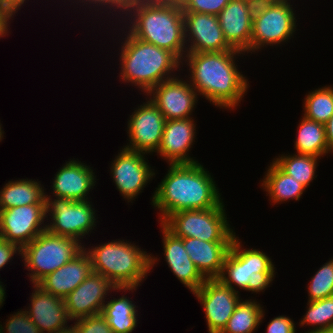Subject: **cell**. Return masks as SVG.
<instances>
[{"instance_id": "31", "label": "cell", "mask_w": 333, "mask_h": 333, "mask_svg": "<svg viewBox=\"0 0 333 333\" xmlns=\"http://www.w3.org/2000/svg\"><path fill=\"white\" fill-rule=\"evenodd\" d=\"M304 116L325 124L333 115V88L325 86L311 91L304 99Z\"/></svg>"}, {"instance_id": "26", "label": "cell", "mask_w": 333, "mask_h": 333, "mask_svg": "<svg viewBox=\"0 0 333 333\" xmlns=\"http://www.w3.org/2000/svg\"><path fill=\"white\" fill-rule=\"evenodd\" d=\"M273 203L301 198L306 187L283 172L273 161L270 164L262 185Z\"/></svg>"}, {"instance_id": "41", "label": "cell", "mask_w": 333, "mask_h": 333, "mask_svg": "<svg viewBox=\"0 0 333 333\" xmlns=\"http://www.w3.org/2000/svg\"><path fill=\"white\" fill-rule=\"evenodd\" d=\"M325 132L329 152H333V115L325 123Z\"/></svg>"}, {"instance_id": "12", "label": "cell", "mask_w": 333, "mask_h": 333, "mask_svg": "<svg viewBox=\"0 0 333 333\" xmlns=\"http://www.w3.org/2000/svg\"><path fill=\"white\" fill-rule=\"evenodd\" d=\"M134 291L136 287H115L103 275H90L64 298L70 321L102 313L105 296L110 290Z\"/></svg>"}, {"instance_id": "47", "label": "cell", "mask_w": 333, "mask_h": 333, "mask_svg": "<svg viewBox=\"0 0 333 333\" xmlns=\"http://www.w3.org/2000/svg\"><path fill=\"white\" fill-rule=\"evenodd\" d=\"M0 8L5 11V0H0Z\"/></svg>"}, {"instance_id": "3", "label": "cell", "mask_w": 333, "mask_h": 333, "mask_svg": "<svg viewBox=\"0 0 333 333\" xmlns=\"http://www.w3.org/2000/svg\"><path fill=\"white\" fill-rule=\"evenodd\" d=\"M126 37L120 54L122 81L131 82L148 93L159 83L175 78L170 73L177 70L182 61L173 53L141 41L129 31Z\"/></svg>"}, {"instance_id": "18", "label": "cell", "mask_w": 333, "mask_h": 333, "mask_svg": "<svg viewBox=\"0 0 333 333\" xmlns=\"http://www.w3.org/2000/svg\"><path fill=\"white\" fill-rule=\"evenodd\" d=\"M254 7L245 0H230L218 15L227 44L237 51L250 52Z\"/></svg>"}, {"instance_id": "17", "label": "cell", "mask_w": 333, "mask_h": 333, "mask_svg": "<svg viewBox=\"0 0 333 333\" xmlns=\"http://www.w3.org/2000/svg\"><path fill=\"white\" fill-rule=\"evenodd\" d=\"M184 37L191 44L187 52H221L233 50L226 42L218 16L183 12ZM191 38V39H190Z\"/></svg>"}, {"instance_id": "44", "label": "cell", "mask_w": 333, "mask_h": 333, "mask_svg": "<svg viewBox=\"0 0 333 333\" xmlns=\"http://www.w3.org/2000/svg\"><path fill=\"white\" fill-rule=\"evenodd\" d=\"M79 1H81V0H79ZM85 1L88 3H90V4H96L97 3V6H98V3H99V6L101 5V6H107L108 4H109V2H110V0H82L81 2H84L85 3Z\"/></svg>"}, {"instance_id": "29", "label": "cell", "mask_w": 333, "mask_h": 333, "mask_svg": "<svg viewBox=\"0 0 333 333\" xmlns=\"http://www.w3.org/2000/svg\"><path fill=\"white\" fill-rule=\"evenodd\" d=\"M264 318V311L255 300L239 301L220 333H253Z\"/></svg>"}, {"instance_id": "36", "label": "cell", "mask_w": 333, "mask_h": 333, "mask_svg": "<svg viewBox=\"0 0 333 333\" xmlns=\"http://www.w3.org/2000/svg\"><path fill=\"white\" fill-rule=\"evenodd\" d=\"M75 321L72 325L75 333H114L101 313Z\"/></svg>"}, {"instance_id": "9", "label": "cell", "mask_w": 333, "mask_h": 333, "mask_svg": "<svg viewBox=\"0 0 333 333\" xmlns=\"http://www.w3.org/2000/svg\"><path fill=\"white\" fill-rule=\"evenodd\" d=\"M288 1L277 0L254 9L250 52L261 49L265 44L278 45L293 36L296 17Z\"/></svg>"}, {"instance_id": "42", "label": "cell", "mask_w": 333, "mask_h": 333, "mask_svg": "<svg viewBox=\"0 0 333 333\" xmlns=\"http://www.w3.org/2000/svg\"><path fill=\"white\" fill-rule=\"evenodd\" d=\"M11 17L0 8V38L6 36L8 32V23Z\"/></svg>"}, {"instance_id": "39", "label": "cell", "mask_w": 333, "mask_h": 333, "mask_svg": "<svg viewBox=\"0 0 333 333\" xmlns=\"http://www.w3.org/2000/svg\"><path fill=\"white\" fill-rule=\"evenodd\" d=\"M21 254V249L13 243L0 237V269L10 262L15 253Z\"/></svg>"}, {"instance_id": "50", "label": "cell", "mask_w": 333, "mask_h": 333, "mask_svg": "<svg viewBox=\"0 0 333 333\" xmlns=\"http://www.w3.org/2000/svg\"><path fill=\"white\" fill-rule=\"evenodd\" d=\"M3 327H2V325L0 324V333H5V332H3Z\"/></svg>"}, {"instance_id": "2", "label": "cell", "mask_w": 333, "mask_h": 333, "mask_svg": "<svg viewBox=\"0 0 333 333\" xmlns=\"http://www.w3.org/2000/svg\"><path fill=\"white\" fill-rule=\"evenodd\" d=\"M235 49L221 52H187L190 84L197 93L220 108L233 109L248 89L247 79L239 72ZM235 56V57H234Z\"/></svg>"}, {"instance_id": "40", "label": "cell", "mask_w": 333, "mask_h": 333, "mask_svg": "<svg viewBox=\"0 0 333 333\" xmlns=\"http://www.w3.org/2000/svg\"><path fill=\"white\" fill-rule=\"evenodd\" d=\"M26 0H5V12L12 18Z\"/></svg>"}, {"instance_id": "15", "label": "cell", "mask_w": 333, "mask_h": 333, "mask_svg": "<svg viewBox=\"0 0 333 333\" xmlns=\"http://www.w3.org/2000/svg\"><path fill=\"white\" fill-rule=\"evenodd\" d=\"M120 151L110 170L117 189L130 202L137 197L155 173L145 161V153L124 147Z\"/></svg>"}, {"instance_id": "13", "label": "cell", "mask_w": 333, "mask_h": 333, "mask_svg": "<svg viewBox=\"0 0 333 333\" xmlns=\"http://www.w3.org/2000/svg\"><path fill=\"white\" fill-rule=\"evenodd\" d=\"M203 306L209 333H220L240 301L234 291L219 279H206L199 289L192 292Z\"/></svg>"}, {"instance_id": "46", "label": "cell", "mask_w": 333, "mask_h": 333, "mask_svg": "<svg viewBox=\"0 0 333 333\" xmlns=\"http://www.w3.org/2000/svg\"><path fill=\"white\" fill-rule=\"evenodd\" d=\"M57 333H75V329L74 327L71 325L69 326V328L65 329V330H62V331H59Z\"/></svg>"}, {"instance_id": "22", "label": "cell", "mask_w": 333, "mask_h": 333, "mask_svg": "<svg viewBox=\"0 0 333 333\" xmlns=\"http://www.w3.org/2000/svg\"><path fill=\"white\" fill-rule=\"evenodd\" d=\"M95 178L91 167L70 160L56 173L52 186L53 194L57 198L85 201L88 199L89 190L95 186Z\"/></svg>"}, {"instance_id": "14", "label": "cell", "mask_w": 333, "mask_h": 333, "mask_svg": "<svg viewBox=\"0 0 333 333\" xmlns=\"http://www.w3.org/2000/svg\"><path fill=\"white\" fill-rule=\"evenodd\" d=\"M166 119L151 102L141 104L128 120L129 145L124 148L141 153L157 152Z\"/></svg>"}, {"instance_id": "6", "label": "cell", "mask_w": 333, "mask_h": 333, "mask_svg": "<svg viewBox=\"0 0 333 333\" xmlns=\"http://www.w3.org/2000/svg\"><path fill=\"white\" fill-rule=\"evenodd\" d=\"M239 240L235 235L217 279L234 291L233 284L252 293L262 292L275 276L273 262L258 249H243Z\"/></svg>"}, {"instance_id": "24", "label": "cell", "mask_w": 333, "mask_h": 333, "mask_svg": "<svg viewBox=\"0 0 333 333\" xmlns=\"http://www.w3.org/2000/svg\"><path fill=\"white\" fill-rule=\"evenodd\" d=\"M184 248L205 279L218 278L232 242H209L197 238H181Z\"/></svg>"}, {"instance_id": "34", "label": "cell", "mask_w": 333, "mask_h": 333, "mask_svg": "<svg viewBox=\"0 0 333 333\" xmlns=\"http://www.w3.org/2000/svg\"><path fill=\"white\" fill-rule=\"evenodd\" d=\"M160 1L161 0H110L106 8L122 10V12L126 14L125 16H131V20L133 17L132 21L134 22L141 13L152 9Z\"/></svg>"}, {"instance_id": "25", "label": "cell", "mask_w": 333, "mask_h": 333, "mask_svg": "<svg viewBox=\"0 0 333 333\" xmlns=\"http://www.w3.org/2000/svg\"><path fill=\"white\" fill-rule=\"evenodd\" d=\"M46 193L36 180L9 181L0 191V210L24 205L46 204Z\"/></svg>"}, {"instance_id": "43", "label": "cell", "mask_w": 333, "mask_h": 333, "mask_svg": "<svg viewBox=\"0 0 333 333\" xmlns=\"http://www.w3.org/2000/svg\"><path fill=\"white\" fill-rule=\"evenodd\" d=\"M249 4H251L254 8L260 7V6H265L269 3H273L277 0H245Z\"/></svg>"}, {"instance_id": "35", "label": "cell", "mask_w": 333, "mask_h": 333, "mask_svg": "<svg viewBox=\"0 0 333 333\" xmlns=\"http://www.w3.org/2000/svg\"><path fill=\"white\" fill-rule=\"evenodd\" d=\"M230 0H179L183 12H196L218 16Z\"/></svg>"}, {"instance_id": "48", "label": "cell", "mask_w": 333, "mask_h": 333, "mask_svg": "<svg viewBox=\"0 0 333 333\" xmlns=\"http://www.w3.org/2000/svg\"><path fill=\"white\" fill-rule=\"evenodd\" d=\"M1 128H2V127H1V124H0V141L2 140V138H3V134H4V132L2 131Z\"/></svg>"}, {"instance_id": "49", "label": "cell", "mask_w": 333, "mask_h": 333, "mask_svg": "<svg viewBox=\"0 0 333 333\" xmlns=\"http://www.w3.org/2000/svg\"><path fill=\"white\" fill-rule=\"evenodd\" d=\"M306 333H333V331H327V332H311V331H308Z\"/></svg>"}, {"instance_id": "23", "label": "cell", "mask_w": 333, "mask_h": 333, "mask_svg": "<svg viewBox=\"0 0 333 333\" xmlns=\"http://www.w3.org/2000/svg\"><path fill=\"white\" fill-rule=\"evenodd\" d=\"M163 248L165 259L171 271L191 292L199 289L205 282L195 264L187 254L183 240L174 236L162 224Z\"/></svg>"}, {"instance_id": "10", "label": "cell", "mask_w": 333, "mask_h": 333, "mask_svg": "<svg viewBox=\"0 0 333 333\" xmlns=\"http://www.w3.org/2000/svg\"><path fill=\"white\" fill-rule=\"evenodd\" d=\"M46 213L51 216L52 222L46 225V230L54 235L70 237L76 241L89 231L93 230L96 223V214L89 201H72L57 198L52 201L46 195ZM80 238V239H79Z\"/></svg>"}, {"instance_id": "32", "label": "cell", "mask_w": 333, "mask_h": 333, "mask_svg": "<svg viewBox=\"0 0 333 333\" xmlns=\"http://www.w3.org/2000/svg\"><path fill=\"white\" fill-rule=\"evenodd\" d=\"M309 307L300 324L316 327L311 332L333 331V295L327 298L308 301Z\"/></svg>"}, {"instance_id": "19", "label": "cell", "mask_w": 333, "mask_h": 333, "mask_svg": "<svg viewBox=\"0 0 333 333\" xmlns=\"http://www.w3.org/2000/svg\"><path fill=\"white\" fill-rule=\"evenodd\" d=\"M31 297V307L26 311L42 333H57L69 328L70 320L64 299L45 292L37 284ZM67 326V327H66Z\"/></svg>"}, {"instance_id": "16", "label": "cell", "mask_w": 333, "mask_h": 333, "mask_svg": "<svg viewBox=\"0 0 333 333\" xmlns=\"http://www.w3.org/2000/svg\"><path fill=\"white\" fill-rule=\"evenodd\" d=\"M188 82L179 77L172 78L159 83L147 93L153 96L150 101L164 115L166 121L190 118L199 94Z\"/></svg>"}, {"instance_id": "4", "label": "cell", "mask_w": 333, "mask_h": 333, "mask_svg": "<svg viewBox=\"0 0 333 333\" xmlns=\"http://www.w3.org/2000/svg\"><path fill=\"white\" fill-rule=\"evenodd\" d=\"M85 251L90 256L93 271L103 275L115 287L137 288L158 261L124 240L108 242Z\"/></svg>"}, {"instance_id": "33", "label": "cell", "mask_w": 333, "mask_h": 333, "mask_svg": "<svg viewBox=\"0 0 333 333\" xmlns=\"http://www.w3.org/2000/svg\"><path fill=\"white\" fill-rule=\"evenodd\" d=\"M308 293V301L321 300L333 295V259L320 267L312 277Z\"/></svg>"}, {"instance_id": "21", "label": "cell", "mask_w": 333, "mask_h": 333, "mask_svg": "<svg viewBox=\"0 0 333 333\" xmlns=\"http://www.w3.org/2000/svg\"><path fill=\"white\" fill-rule=\"evenodd\" d=\"M93 272L85 248L72 260L44 277L37 285L45 292L64 299Z\"/></svg>"}, {"instance_id": "11", "label": "cell", "mask_w": 333, "mask_h": 333, "mask_svg": "<svg viewBox=\"0 0 333 333\" xmlns=\"http://www.w3.org/2000/svg\"><path fill=\"white\" fill-rule=\"evenodd\" d=\"M46 204H32L0 210V237L20 249L46 230ZM41 226V227H40Z\"/></svg>"}, {"instance_id": "1", "label": "cell", "mask_w": 333, "mask_h": 333, "mask_svg": "<svg viewBox=\"0 0 333 333\" xmlns=\"http://www.w3.org/2000/svg\"><path fill=\"white\" fill-rule=\"evenodd\" d=\"M169 166L152 197V205L162 214L159 218L161 223L176 212L210 209L222 203L214 179L200 163Z\"/></svg>"}, {"instance_id": "27", "label": "cell", "mask_w": 333, "mask_h": 333, "mask_svg": "<svg viewBox=\"0 0 333 333\" xmlns=\"http://www.w3.org/2000/svg\"><path fill=\"white\" fill-rule=\"evenodd\" d=\"M295 141L297 154L321 157L329 152L326 140L325 124L303 116Z\"/></svg>"}, {"instance_id": "38", "label": "cell", "mask_w": 333, "mask_h": 333, "mask_svg": "<svg viewBox=\"0 0 333 333\" xmlns=\"http://www.w3.org/2000/svg\"><path fill=\"white\" fill-rule=\"evenodd\" d=\"M295 323L286 316H278L269 322L266 333H295Z\"/></svg>"}, {"instance_id": "8", "label": "cell", "mask_w": 333, "mask_h": 333, "mask_svg": "<svg viewBox=\"0 0 333 333\" xmlns=\"http://www.w3.org/2000/svg\"><path fill=\"white\" fill-rule=\"evenodd\" d=\"M179 238H197L209 242H232L235 232L227 221L223 202L210 209L183 210L169 215L162 223Z\"/></svg>"}, {"instance_id": "7", "label": "cell", "mask_w": 333, "mask_h": 333, "mask_svg": "<svg viewBox=\"0 0 333 333\" xmlns=\"http://www.w3.org/2000/svg\"><path fill=\"white\" fill-rule=\"evenodd\" d=\"M70 237L54 235L47 230L21 249L25 267L32 284H38L48 274L54 272L78 255L84 246Z\"/></svg>"}, {"instance_id": "28", "label": "cell", "mask_w": 333, "mask_h": 333, "mask_svg": "<svg viewBox=\"0 0 333 333\" xmlns=\"http://www.w3.org/2000/svg\"><path fill=\"white\" fill-rule=\"evenodd\" d=\"M136 312L133 301L123 295L105 303L101 314L114 333H131L138 321Z\"/></svg>"}, {"instance_id": "30", "label": "cell", "mask_w": 333, "mask_h": 333, "mask_svg": "<svg viewBox=\"0 0 333 333\" xmlns=\"http://www.w3.org/2000/svg\"><path fill=\"white\" fill-rule=\"evenodd\" d=\"M319 158L320 157L305 154H293V156L281 155V157L279 156V158L274 159L273 162L283 172L293 177L307 188L310 182L315 179V169Z\"/></svg>"}, {"instance_id": "5", "label": "cell", "mask_w": 333, "mask_h": 333, "mask_svg": "<svg viewBox=\"0 0 333 333\" xmlns=\"http://www.w3.org/2000/svg\"><path fill=\"white\" fill-rule=\"evenodd\" d=\"M129 32L141 41L173 53L180 61L187 53L183 10L179 1L161 0L152 9L130 22Z\"/></svg>"}, {"instance_id": "20", "label": "cell", "mask_w": 333, "mask_h": 333, "mask_svg": "<svg viewBox=\"0 0 333 333\" xmlns=\"http://www.w3.org/2000/svg\"><path fill=\"white\" fill-rule=\"evenodd\" d=\"M193 122L192 117L166 121L157 153L169 164L198 162L187 154L195 141L196 129Z\"/></svg>"}, {"instance_id": "45", "label": "cell", "mask_w": 333, "mask_h": 333, "mask_svg": "<svg viewBox=\"0 0 333 333\" xmlns=\"http://www.w3.org/2000/svg\"><path fill=\"white\" fill-rule=\"evenodd\" d=\"M5 290L3 288V285L1 284V281H0V307L2 305V303L5 301Z\"/></svg>"}, {"instance_id": "37", "label": "cell", "mask_w": 333, "mask_h": 333, "mask_svg": "<svg viewBox=\"0 0 333 333\" xmlns=\"http://www.w3.org/2000/svg\"><path fill=\"white\" fill-rule=\"evenodd\" d=\"M4 327L6 328V333H42L31 320L26 310L18 311L16 314L11 315Z\"/></svg>"}]
</instances>
